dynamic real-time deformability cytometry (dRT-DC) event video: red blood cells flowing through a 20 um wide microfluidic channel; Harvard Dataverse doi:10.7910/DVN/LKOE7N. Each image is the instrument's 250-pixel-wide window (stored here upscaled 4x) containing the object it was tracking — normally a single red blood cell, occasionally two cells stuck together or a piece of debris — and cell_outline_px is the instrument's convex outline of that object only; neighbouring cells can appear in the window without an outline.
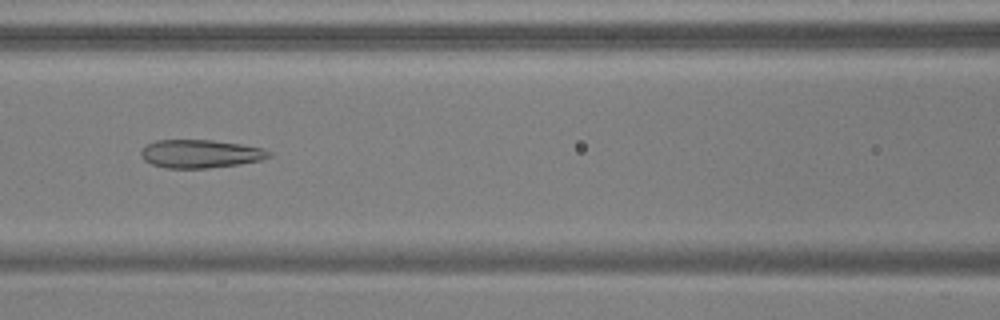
{"species": "common noctule bat (a hibernating species)", "species_latin": "Nyctalus noctula", "temperature_condition": "warm", "stored_images_in_passage": 53, "camera_frame_rate_fps": 3000, "um_per_image_px": 0.085, "animal": {"sex": "male", "body_mass_g": 17.9, "forearm_length_mm": 54.2}, "frame": {"image": 1, "passage_image": 24, "time_ms": 7.667, "image_size_px": [1000, 320], "cell_outline_px": [[272, 156], [260, 160], [240, 164], [208, 168], [164, 168], [152, 164], [144, 160], [140, 156], [140, 152], [148, 144], [156, 140], [212, 140], [240, 144], [264, 148], [272, 152]], "centroid_in_image_um": [17.05, 13.07], "position_along_channel_um": 149.6, "area_um2": 21.1}}
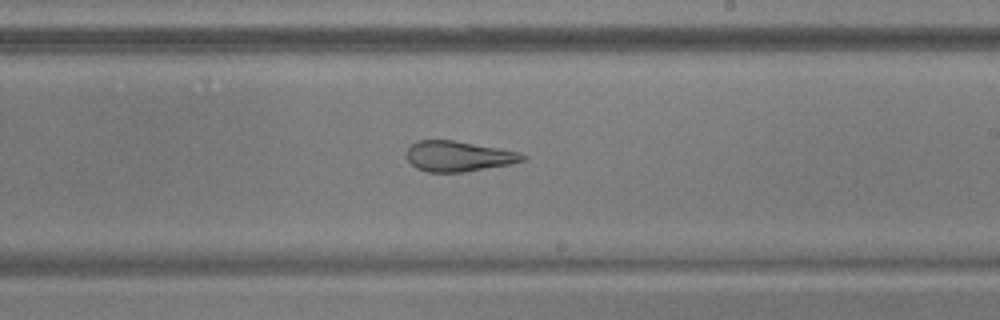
{"frame": {"image": 2, "passage_image": 32, "time_ms": 10.333, "image_size_px": [1000, 320], "cell_outline_px": [[528, 156], [524, 160], [508, 164], [464, 172], [428, 172], [416, 168], [408, 160], [408, 148], [416, 140], [452, 140], [520, 152]], "centroid_in_image_um": [38.96, 13.28], "position_along_channel_um": 250.0, "area_um2": 20.29}}
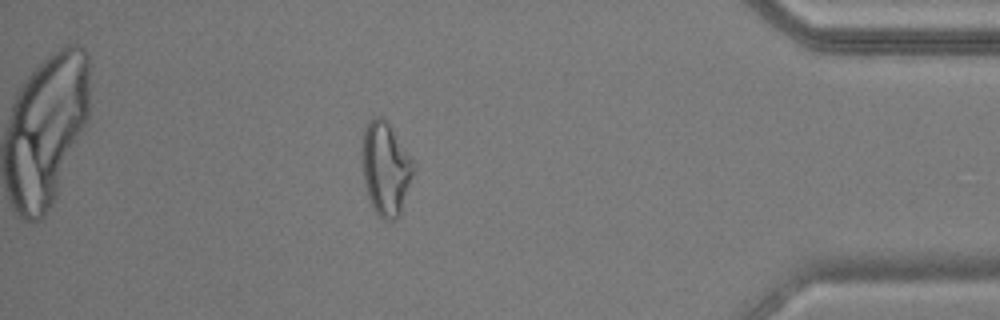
{"frame": {"image": 3, "passage_image": 47, "time_ms": 15.333, "image_size_px": [1000, 320], "cell_outline_px": [[416, 164], [400, 216], [396, 220], [384, 220], [376, 212], [368, 196], [364, 184], [364, 128], [368, 120], [372, 116], [380, 116], [388, 124], [416, 160]], "centroid_in_image_um": [32.84, 14.34], "position_along_channel_um": 402.4, "area_um2": 27.74}, "authors_computed_cell_mechanics": {"area_um2": 25.8944, "velocity_mm_per_s": 3.7853, "shape_relaxation_time_tau1_ms": null, "shape_relaxation_time_tau2_ms": 2.1239, "deformation_change_tau1": null, "deformation_change_tau2": 0.1003}}